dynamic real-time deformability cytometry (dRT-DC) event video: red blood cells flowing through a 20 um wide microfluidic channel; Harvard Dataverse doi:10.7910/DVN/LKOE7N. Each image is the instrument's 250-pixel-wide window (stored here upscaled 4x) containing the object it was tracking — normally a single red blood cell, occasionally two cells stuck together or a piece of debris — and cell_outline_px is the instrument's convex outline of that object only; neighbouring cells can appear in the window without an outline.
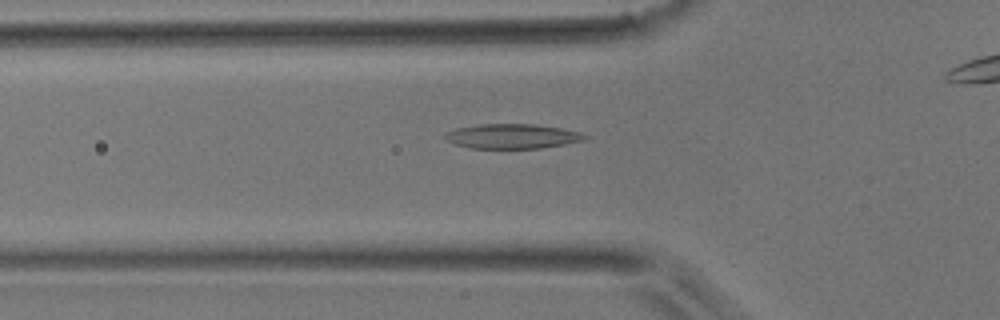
{"species": "common noctule bat (a hibernating species)", "species_latin": "Nyctalus noctula", "temperature_condition": "room temperature", "stored_images_in_passage": 35, "camera_frame_rate_fps": 3000, "um_per_image_px": 0.085, "animal": {"sex": "male", "body_mass_g": 17.9}, "frame": {"image": 1, "passage_image": 9, "time_ms": 2.667, "image_size_px": [1000, 320], "cell_outline_px": [[588, 136], [584, 140], [564, 144], [540, 148], [472, 148], [456, 144], [448, 140], [444, 136], [444, 132], [456, 128], [480, 124], [536, 124], [560, 128], [580, 132]], "centroid_in_image_um": [43.53, 11.57], "position_along_channel_um": 82.3, "area_um2": 19.94}}
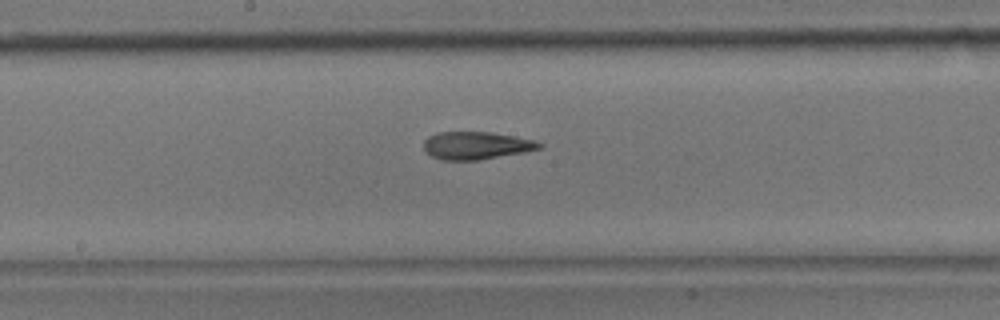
{"frame": {"image": 2, "passage_image": 18, "time_ms": 5.667, "image_size_px": [1000, 320], "cell_outline_px": [[544, 148], [524, 152], [480, 160], [444, 160], [432, 156], [424, 152], [424, 140], [428, 136], [436, 132], [492, 132], [532, 140], [544, 144]], "centroid_in_image_um": [40.47, 12.37], "position_along_channel_um": 207.7, "area_um2": 18.73}}
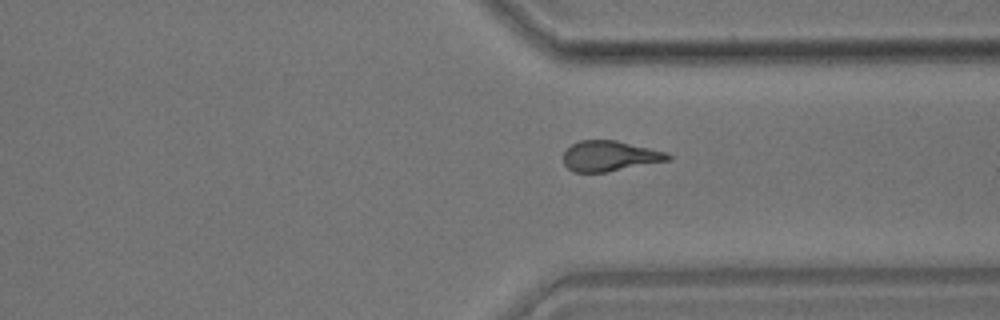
{"frame": {"image": 3, "passage_image": 29, "time_ms": 9.333, "image_size_px": [1000, 320], "cell_outline_px": [[672, 160], [604, 172], [572, 172], [564, 164], [564, 152], [572, 144], [580, 140], [616, 140], [668, 152], [672, 156]], "centroid_in_image_um": [51.86, 13.26], "position_along_channel_um": 359.5, "area_um2": 18.55}}